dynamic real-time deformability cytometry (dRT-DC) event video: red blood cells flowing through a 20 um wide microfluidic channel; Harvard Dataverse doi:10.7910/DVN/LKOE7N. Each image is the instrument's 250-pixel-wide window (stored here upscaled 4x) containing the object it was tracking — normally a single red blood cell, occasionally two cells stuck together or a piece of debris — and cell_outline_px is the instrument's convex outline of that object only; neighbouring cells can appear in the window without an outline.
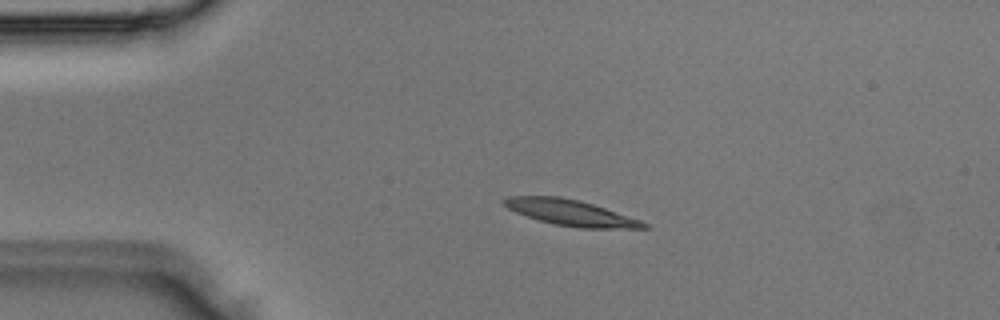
{"species": "Egyptian fruit bat (a non-hibernating species)", "species_latin": "Rousettus aegyptiacus", "temperature_condition": "room temperature", "stored_images_in_passage": 2, "camera_frame_rate_fps": 3000, "um_per_image_px": 0.085, "animal": {"sex": "male"}, "frame": {"image": 1, "passage_image": 2, "time_ms": 0.333, "image_size_px": [1000, 320], "cell_outline_px": [[648, 228], [580, 228], [556, 224], [540, 220], [516, 212], [508, 208], [500, 200], [508, 196], [560, 196], [580, 200], [640, 220], [648, 224]], "centroid_in_image_um": [48.48, 18.06], "position_along_channel_um": 36.5, "area_um2": 20.69}}